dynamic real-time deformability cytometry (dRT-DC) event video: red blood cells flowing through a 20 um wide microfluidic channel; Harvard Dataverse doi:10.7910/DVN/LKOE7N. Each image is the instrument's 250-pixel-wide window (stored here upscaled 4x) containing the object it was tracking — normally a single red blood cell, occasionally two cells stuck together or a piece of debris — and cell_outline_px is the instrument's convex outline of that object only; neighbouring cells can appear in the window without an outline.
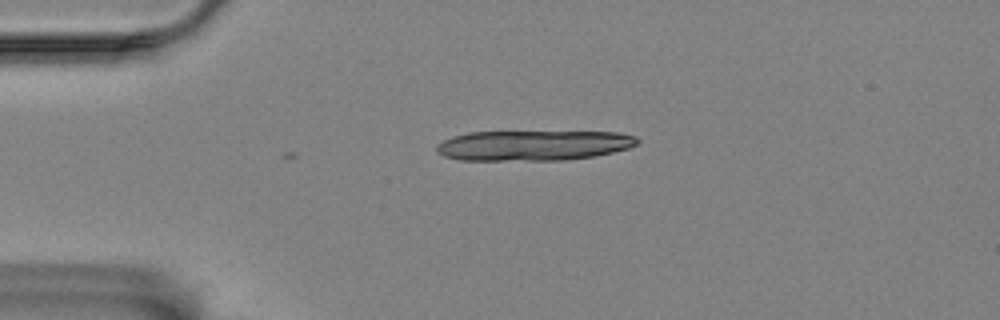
{"species": "Egyptian fruit bat (a non-hibernating species)", "species_latin": "Rousettus aegyptiacus", "temperature_condition": "room temperature", "stored_images_in_passage": 2, "camera_frame_rate_fps": 3000, "um_per_image_px": 0.085, "animal": {"sex": "female"}, "frame": {"image": 1, "passage_image": 1, "time_ms": 0.0, "image_size_px": [1000, 320], "cell_outline_px": [[640, 140], [636, 144], [628, 148], [596, 156], [564, 160], [460, 160], [444, 156], [436, 152], [436, 144], [452, 136], [468, 132], [616, 132], [636, 136]], "centroid_in_image_um": [45.31, 12.36], "position_along_channel_um": 39.7, "area_um2": 35.43}}